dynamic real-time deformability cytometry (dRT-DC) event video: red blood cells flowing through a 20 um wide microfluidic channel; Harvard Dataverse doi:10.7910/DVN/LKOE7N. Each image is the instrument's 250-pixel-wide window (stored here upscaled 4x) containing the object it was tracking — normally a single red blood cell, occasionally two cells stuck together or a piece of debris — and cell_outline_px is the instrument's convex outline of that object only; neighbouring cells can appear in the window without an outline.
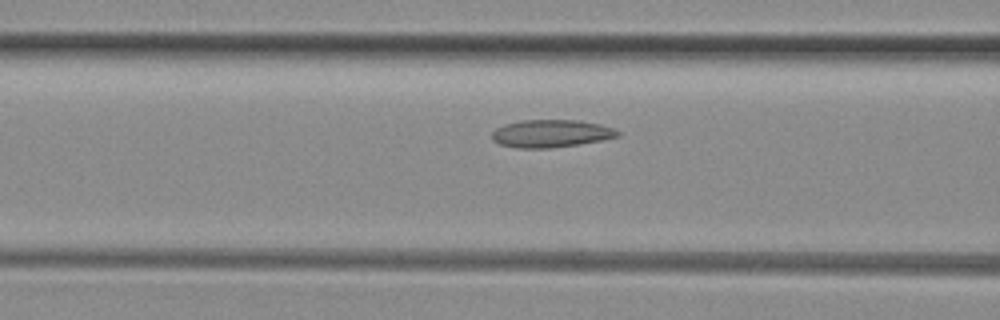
{"species": "common noctule bat (a hibernating species)", "species_latin": "Nyctalus noctula", "temperature_condition": "room temperature", "stored_images_in_passage": 18, "camera_frame_rate_fps": 3000, "um_per_image_px": 0.085, "animal": {"sex": "female", "body_mass_g": 29.2, "forearm_length_mm": 56.3}, "frame": {"image": 1, "passage_image": 16, "time_ms": 5.0, "image_size_px": [1000, 320], "cell_outline_px": [[620, 136], [600, 140], [576, 144], [548, 148], [516, 148], [500, 144], [492, 140], [492, 132], [496, 128], [504, 124], [524, 120], [580, 120], [600, 124], [612, 128], [620, 132]], "centroid_in_image_um": [46.81, 11.34], "position_along_channel_um": 119.8, "area_um2": 20.11}}